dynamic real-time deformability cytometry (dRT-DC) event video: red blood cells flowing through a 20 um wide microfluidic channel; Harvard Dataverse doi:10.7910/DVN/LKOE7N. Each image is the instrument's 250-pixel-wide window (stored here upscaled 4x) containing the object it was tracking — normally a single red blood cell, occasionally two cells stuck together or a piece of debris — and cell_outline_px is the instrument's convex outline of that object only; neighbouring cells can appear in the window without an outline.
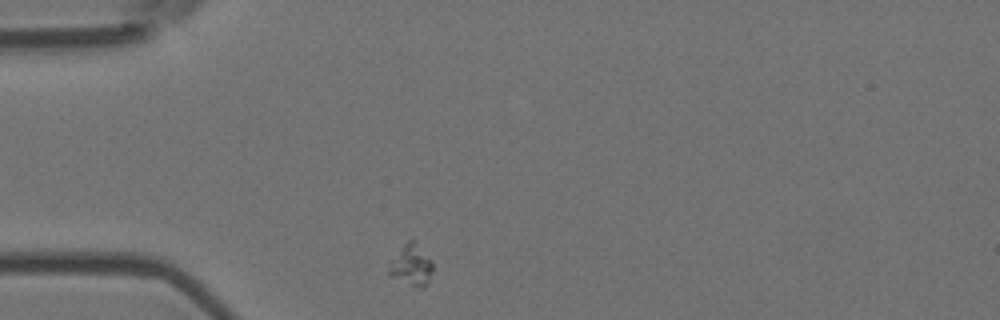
{"species": "Egyptian fruit bat (a non-hibernating species)", "species_latin": "Rousettus aegyptiacus", "temperature_condition": "room temperature", "stored_images_in_passage": 1, "camera_frame_rate_fps": 3000, "um_per_image_px": 0.085, "animal": {"sex": "female"}, "frame": {"image": 1, "passage_image": 1, "time_ms": 0.0, "image_size_px": [1000, 320], "cell_outline_px": [[432, 272], [428, 280], [420, 288], [388, 276], [388, 260], [408, 240], [416, 240], [432, 260]], "centroid_in_image_um": [34.91, 22.49], "position_along_channel_um": 50.1, "area_um2": 10.69}}